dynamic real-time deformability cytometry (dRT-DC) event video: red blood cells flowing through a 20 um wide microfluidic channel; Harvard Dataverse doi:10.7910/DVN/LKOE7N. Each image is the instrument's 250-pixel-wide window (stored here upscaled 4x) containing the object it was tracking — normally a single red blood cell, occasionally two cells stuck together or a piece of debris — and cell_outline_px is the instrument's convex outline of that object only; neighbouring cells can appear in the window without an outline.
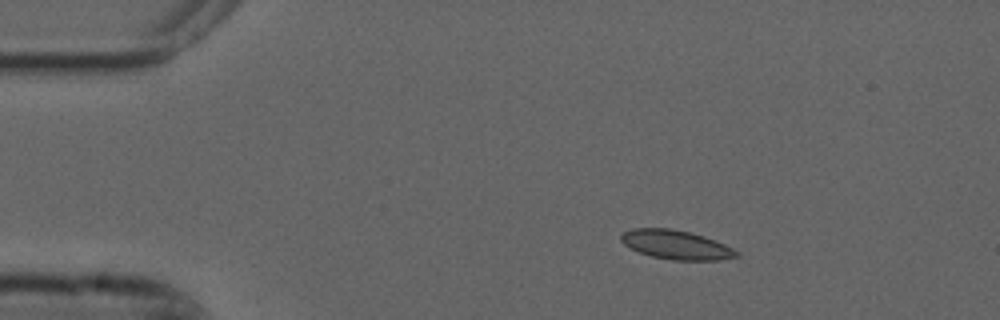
{"species": "common noctule bat (a hibernating species)", "species_latin": "Nyctalus noctula", "temperature_condition": "cold", "stored_images_in_passage": 3, "camera_frame_rate_fps": 3000, "um_per_image_px": 0.085, "animal": {"sex": "male", "forearm_length_mm": 52.5}, "frame": {"image": 1, "passage_image": 1, "time_ms": 0.0, "image_size_px": [1000, 320], "cell_outline_px": [[740, 256], [720, 260], [672, 260], [652, 256], [640, 252], [624, 244], [620, 240], [620, 236], [624, 232], [632, 228], [672, 228], [704, 236], [716, 240], [740, 252]], "centroid_in_image_um": [57.5, 20.8], "position_along_channel_um": 27.5, "area_um2": 19.54}}
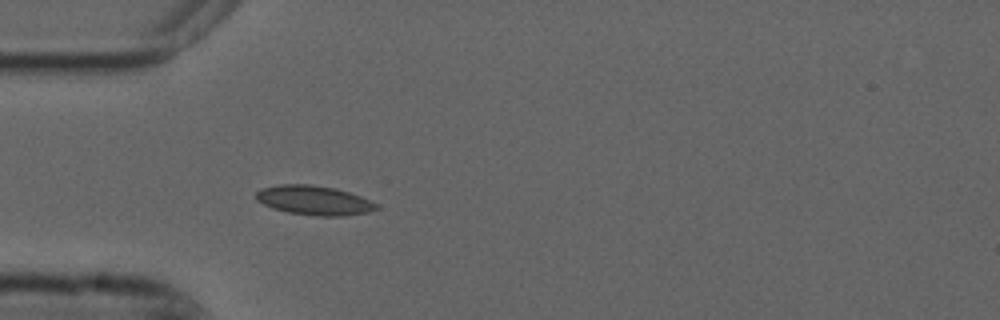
{"frame": {"image": 2, "passage_image": 3, "time_ms": 0.667, "image_size_px": [1000, 320], "cell_outline_px": [[380, 208], [368, 212], [344, 216], [316, 216], [288, 212], [272, 208], [256, 200], [256, 192], [260, 188], [280, 184], [312, 184], [336, 188], [360, 196], [376, 204]], "centroid_in_image_um": [26.67, 17.02], "position_along_channel_um": 58.3, "area_um2": 20.63}}